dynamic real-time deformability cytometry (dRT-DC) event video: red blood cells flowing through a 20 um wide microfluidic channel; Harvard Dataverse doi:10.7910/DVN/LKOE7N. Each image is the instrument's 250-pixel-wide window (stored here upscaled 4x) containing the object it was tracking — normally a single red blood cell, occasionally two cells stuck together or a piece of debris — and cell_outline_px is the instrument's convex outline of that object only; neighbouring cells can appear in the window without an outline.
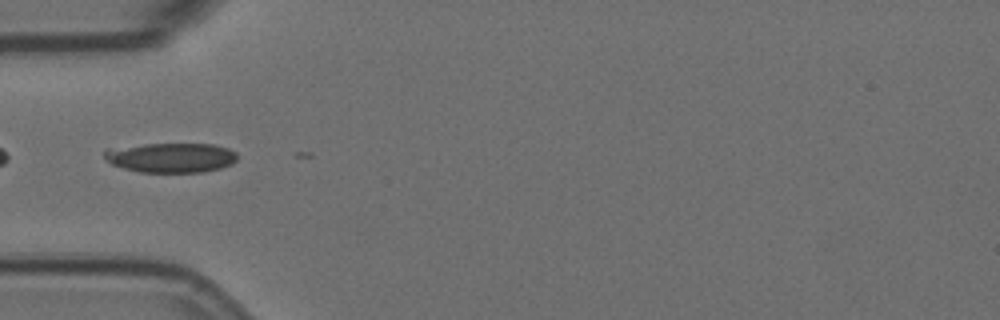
{"species": "Egyptian fruit bat (a non-hibernating species)", "species_latin": "Rousettus aegyptiacus", "temperature_condition": "room temperature", "stored_images_in_passage": 7, "camera_frame_rate_fps": 3000, "um_per_image_px": 0.085, "animal": {"sex": "female"}, "frame": {"image": 1, "passage_image": 5, "time_ms": 1.333, "image_size_px": [1000, 320], "cell_outline_px": [[236, 160], [232, 164], [220, 168], [204, 172], [140, 172], [124, 168], [112, 164], [104, 156], [104, 152], [108, 148], [144, 144], [212, 144], [228, 148], [236, 152]], "centroid_in_image_um": [14.54, 13.39], "position_along_channel_um": 70.5, "area_um2": 22.95}}
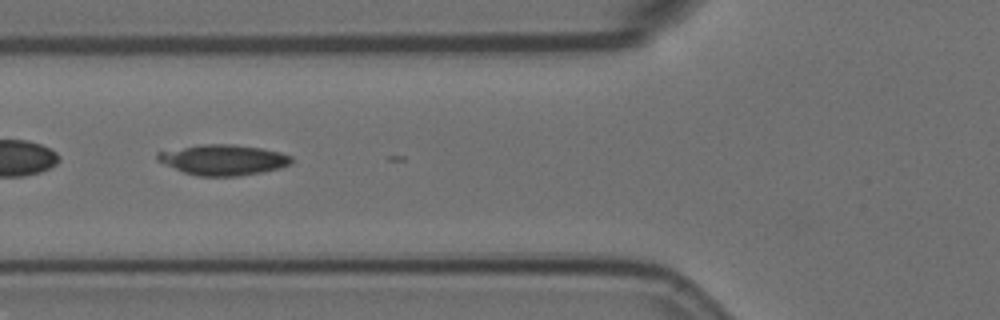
{"frame": {"image": 2, "passage_image": 6, "time_ms": 1.667, "image_size_px": [1000, 320], "cell_outline_px": [[292, 164], [280, 168], [240, 176], [196, 176], [184, 172], [156, 160], [156, 152], [200, 144], [232, 144], [260, 148], [280, 152], [292, 156]], "centroid_in_image_um": [18.97, 13.58], "position_along_channel_um": 106.8, "area_um2": 23.81}}
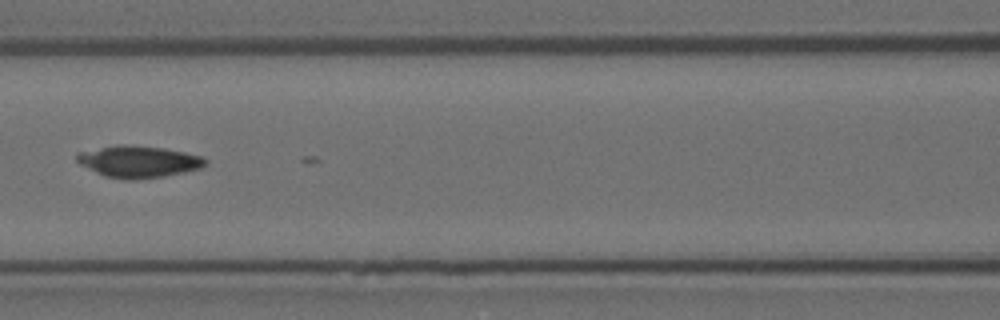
{"frame": {"image": 3, "passage_image": 7, "time_ms": 2.0, "image_size_px": [1000, 320], "cell_outline_px": [[208, 164], [200, 168], [184, 172], [164, 176], [132, 180], [124, 180], [104, 176], [80, 164], [76, 160], [76, 152], [116, 144], [124, 144], [164, 148], [204, 156], [208, 160]], "centroid_in_image_um": [11.77, 13.73], "position_along_channel_um": 154.8, "area_um2": 24.04}}